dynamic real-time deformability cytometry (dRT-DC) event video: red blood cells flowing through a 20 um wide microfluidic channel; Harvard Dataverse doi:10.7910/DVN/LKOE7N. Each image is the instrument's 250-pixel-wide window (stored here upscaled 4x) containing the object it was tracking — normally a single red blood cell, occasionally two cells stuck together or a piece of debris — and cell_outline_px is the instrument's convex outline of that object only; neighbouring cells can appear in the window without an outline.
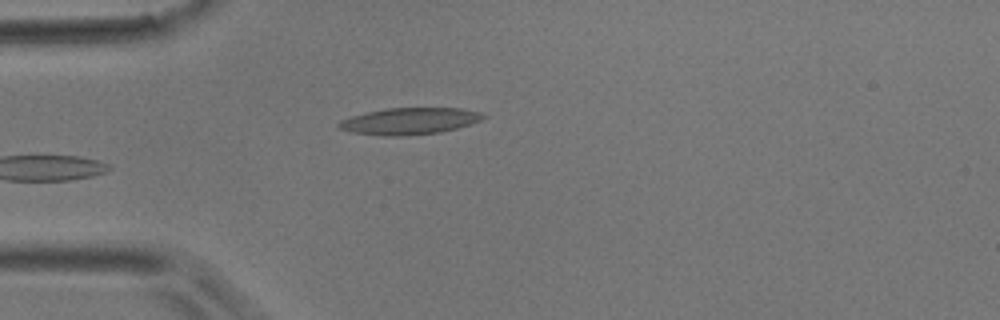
{"species": "common noctule bat (a hibernating species)", "species_latin": "Nyctalus noctula", "temperature_condition": "room temperature", "stored_images_in_passage": 3, "camera_frame_rate_fps": 3000, "um_per_image_px": 0.085, "animal": {"sex": "male", "body_mass_g": 17.9}, "frame": {"image": 1, "passage_image": 3, "time_ms": 0.667, "image_size_px": [1000, 320], "cell_outline_px": [[488, 116], [472, 124], [440, 132], [400, 136], [380, 136], [352, 132], [340, 128], [336, 124], [340, 120], [352, 116], [368, 112], [388, 108], [460, 108], [480, 112]], "centroid_in_image_um": [34.82, 10.29], "position_along_channel_um": 50.2, "area_um2": 22.37}}